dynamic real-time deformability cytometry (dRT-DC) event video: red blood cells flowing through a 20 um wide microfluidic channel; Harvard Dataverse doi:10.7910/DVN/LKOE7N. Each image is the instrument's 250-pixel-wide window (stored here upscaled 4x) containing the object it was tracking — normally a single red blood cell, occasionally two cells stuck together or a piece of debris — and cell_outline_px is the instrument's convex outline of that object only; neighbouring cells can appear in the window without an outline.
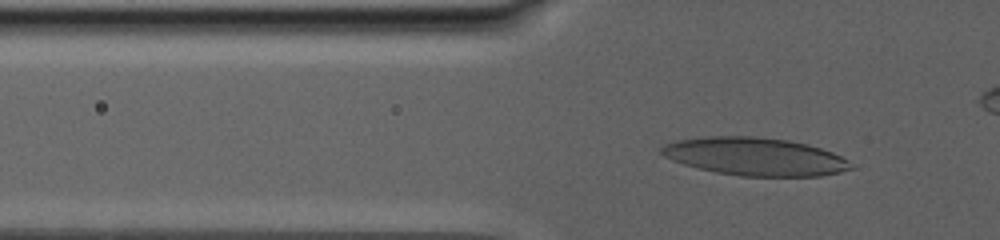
{"species": "human", "species_latin": "Homo sapiens", "temperature_condition": "warm", "stored_images_in_passage": 64, "camera_frame_rate_fps": 3000, "um_per_image_px": 0.085, "donor": {"sex": "male"}, "frame": {"image": 1, "passage_image": 20, "time_ms": 9.333, "image_size_px": [1000, 240], "cell_outline_px": [[856, 168], [840, 172], [820, 176], [740, 176], [716, 172], [684, 164], [672, 160], [664, 156], [660, 152], [660, 148], [664, 144], [676, 140], [704, 136], [756, 136], [788, 140], [808, 144], [832, 152], [848, 160]], "centroid_in_image_um": [64.18, 13.3], "position_along_channel_um": 61.6, "area_um2": 42.02}}
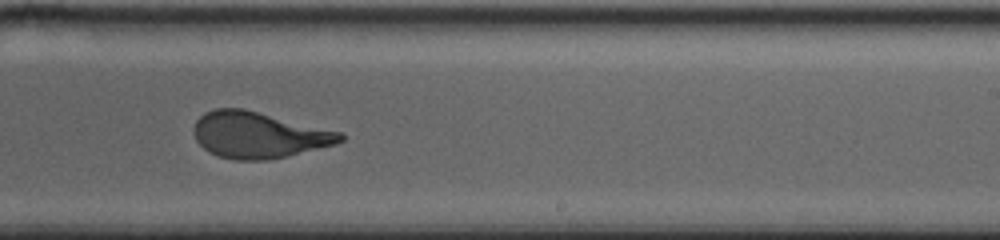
{"frame": {"image": 2, "passage_image": 42, "time_ms": 17.667, "image_size_px": [1000, 240], "cell_outline_px": [[344, 140], [336, 144], [268, 160], [236, 160], [220, 156], [208, 152], [196, 140], [196, 120], [204, 112], [216, 108], [244, 108], [344, 132]], "centroid_in_image_um": [22.02, 11.46], "position_along_channel_um": 267.0, "area_um2": 39.36}}
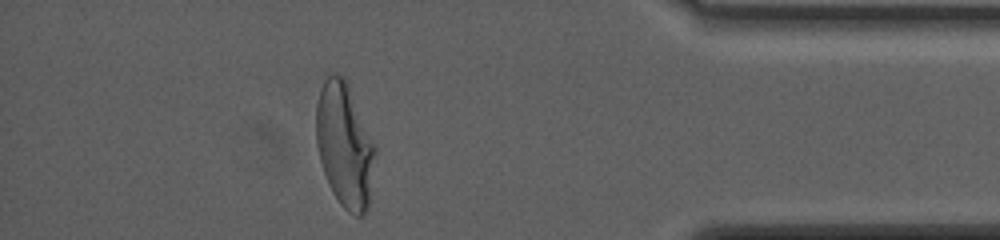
{"frame": {"image": 3, "passage_image": 61, "time_ms": 24.0, "image_size_px": [1000, 240], "cell_outline_px": [[376, 152], [368, 208], [364, 216], [356, 216], [348, 212], [340, 204], [332, 192], [328, 184], [320, 160], [316, 144], [316, 104], [320, 88], [324, 80], [332, 72], [336, 72], [344, 76], [348, 80], [376, 148]], "centroid_in_image_um": [29.29, 12.3], "position_along_channel_um": 405.9, "area_um2": 43.35}}